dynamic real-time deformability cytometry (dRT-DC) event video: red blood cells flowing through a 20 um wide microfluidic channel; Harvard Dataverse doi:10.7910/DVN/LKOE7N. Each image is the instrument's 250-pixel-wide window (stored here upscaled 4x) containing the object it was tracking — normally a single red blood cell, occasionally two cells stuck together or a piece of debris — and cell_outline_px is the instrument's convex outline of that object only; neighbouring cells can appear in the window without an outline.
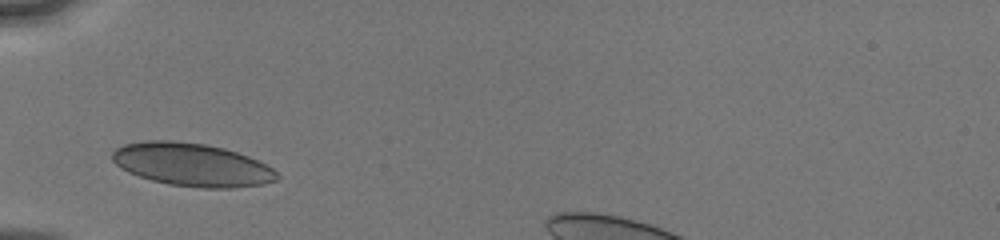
{"species": "human", "species_latin": "Homo sapiens", "temperature_condition": "cold", "stored_images_in_passage": 14, "camera_frame_rate_fps": 3000, "um_per_image_px": 0.085, "donor": {"sex": "male"}, "frame": {"image": 1, "passage_image": 1, "time_ms": 0.0, "image_size_px": [1000, 240], "cell_outline_px": [[280, 176], [276, 180], [264, 184], [232, 188], [200, 188], [168, 184], [152, 180], [128, 172], [120, 168], [112, 160], [112, 152], [116, 148], [124, 144], [148, 140], [172, 140], [204, 144], [224, 148], [248, 156], [272, 168]], "centroid_in_image_um": [16.3, 14.0], "position_along_channel_um": 68.7, "area_um2": 41.27}}
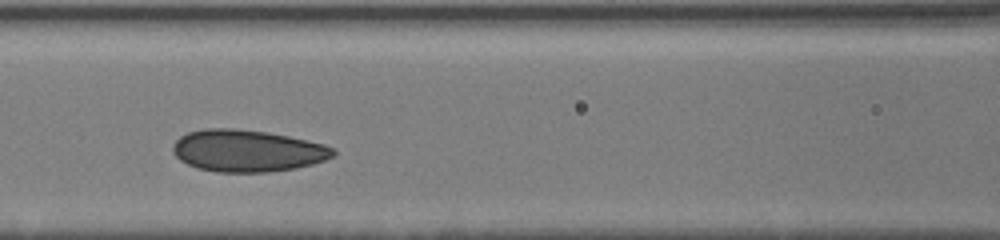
{"frame": {"image": 2, "passage_image": 9, "time_ms": 2.0, "image_size_px": [1000, 240], "cell_outline_px": [[336, 152], [332, 156], [324, 160], [312, 164], [296, 168], [268, 172], [216, 172], [196, 168], [180, 160], [172, 152], [172, 144], [180, 136], [188, 132], [204, 128], [236, 128], [268, 132], [308, 140], [324, 144], [332, 148]], "centroid_in_image_um": [20.98, 12.81], "position_along_channel_um": 145.6, "area_um2": 39.36}}
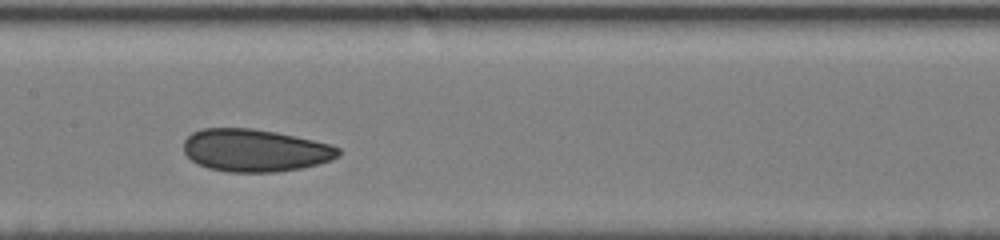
{"frame": {"image": 3, "passage_image": 13, "time_ms": 3.0, "image_size_px": [1000, 240], "cell_outline_px": [[340, 156], [332, 160], [300, 168], [276, 172], [228, 172], [208, 168], [196, 164], [184, 152], [184, 140], [192, 132], [204, 128], [252, 128], [276, 132], [296, 136], [332, 144], [340, 148]], "centroid_in_image_um": [21.69, 12.78], "position_along_channel_um": 185.7, "area_um2": 38.55}}